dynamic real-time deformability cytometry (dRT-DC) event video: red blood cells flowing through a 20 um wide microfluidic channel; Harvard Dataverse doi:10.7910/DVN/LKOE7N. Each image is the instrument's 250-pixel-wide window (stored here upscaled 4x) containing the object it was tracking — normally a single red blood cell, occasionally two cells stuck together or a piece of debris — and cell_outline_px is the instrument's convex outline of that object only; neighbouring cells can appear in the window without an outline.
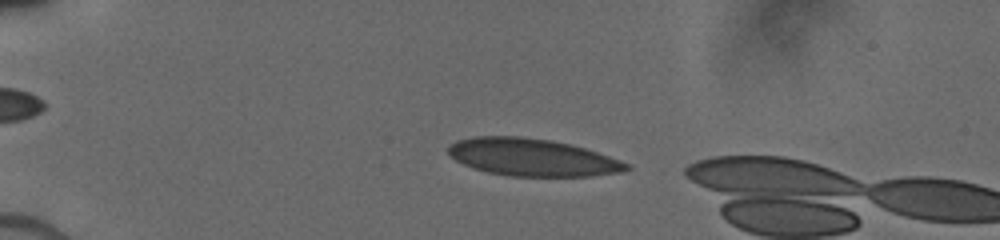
{"species": "human", "species_latin": "Homo sapiens", "temperature_condition": "cold", "stored_images_in_passage": 5, "camera_frame_rate_fps": 3000, "um_per_image_px": 0.085, "donor": {"sex": "male"}, "frame": {"image": 1, "passage_image": 1, "time_ms": 0.0, "image_size_px": [1000, 240], "cell_outline_px": [[632, 168], [620, 172], [588, 176], [508, 176], [488, 172], [472, 168], [456, 160], [448, 152], [448, 144], [456, 140], [476, 136], [516, 136], [552, 140], [584, 148], [632, 164]], "centroid_in_image_um": [45.22, 13.37], "position_along_channel_um": 39.8, "area_um2": 38.73}}